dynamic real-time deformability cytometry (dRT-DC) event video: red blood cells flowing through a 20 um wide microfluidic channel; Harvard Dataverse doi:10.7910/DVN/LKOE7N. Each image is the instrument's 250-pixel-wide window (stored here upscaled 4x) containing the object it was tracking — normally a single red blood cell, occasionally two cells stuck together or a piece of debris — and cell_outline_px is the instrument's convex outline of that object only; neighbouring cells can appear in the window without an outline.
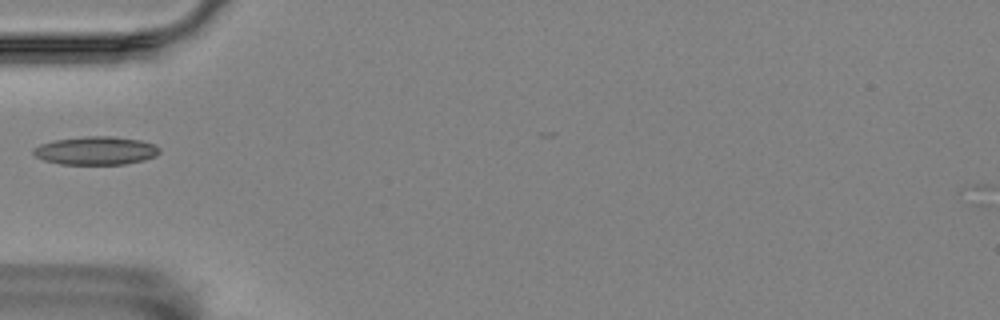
{"species": "Egyptian fruit bat (a non-hibernating species)", "species_latin": "Rousettus aegyptiacus", "temperature_condition": "room temperature", "stored_images_in_passage": 24, "camera_frame_rate_fps": 3000, "um_per_image_px": 0.085, "animal": {"sex": "female"}, "frame": {"image": 1, "passage_image": 1, "time_ms": 0.0, "image_size_px": [1000, 320], "cell_outline_px": [[160, 152], [156, 156], [144, 160], [124, 164], [60, 164], [44, 160], [36, 156], [32, 152], [32, 148], [40, 144], [56, 140], [84, 136], [112, 136], [140, 140], [156, 144], [160, 148]], "centroid_in_image_um": [8.17, 12.8], "position_along_channel_um": 76.8, "area_um2": 20.87}}
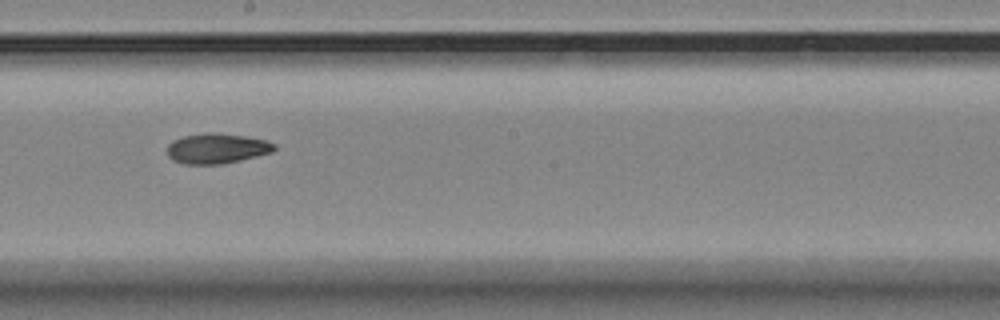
{"frame": {"image": 2, "passage_image": 14, "time_ms": 4.333, "image_size_px": [1000, 320], "cell_outline_px": [[276, 148], [272, 152], [240, 160], [220, 164], [184, 164], [172, 160], [168, 156], [168, 144], [172, 140], [184, 136], [204, 132], [212, 132], [244, 136], [264, 140], [276, 144]], "centroid_in_image_um": [18.4, 12.61], "position_along_channel_um": 229.8, "area_um2": 18.79}}